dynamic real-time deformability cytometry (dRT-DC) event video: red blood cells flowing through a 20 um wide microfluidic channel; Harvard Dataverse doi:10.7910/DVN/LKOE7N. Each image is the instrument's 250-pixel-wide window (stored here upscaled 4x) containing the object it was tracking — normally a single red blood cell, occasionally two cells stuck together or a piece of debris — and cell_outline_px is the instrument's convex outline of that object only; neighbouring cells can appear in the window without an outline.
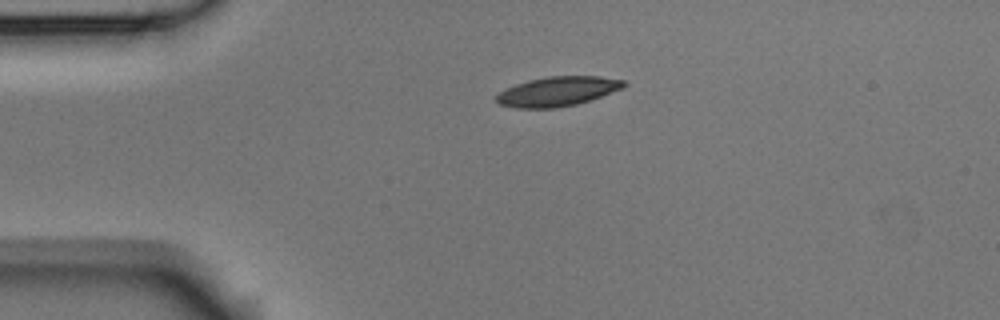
{"species": "Egyptian fruit bat (a non-hibernating species)", "species_latin": "Rousettus aegyptiacus", "temperature_condition": "room temperature", "stored_images_in_passage": 2, "camera_frame_rate_fps": 3000, "um_per_image_px": 0.085, "animal": {"sex": "male"}, "frame": {"image": 1, "passage_image": 2, "time_ms": 0.333, "image_size_px": [1000, 320], "cell_outline_px": [[628, 84], [624, 88], [576, 104], [556, 108], [516, 108], [500, 104], [496, 100], [496, 96], [500, 92], [516, 84], [528, 80], [548, 76], [600, 76], [624, 80]], "centroid_in_image_um": [47.42, 7.76], "position_along_channel_um": 37.6, "area_um2": 21.79}}